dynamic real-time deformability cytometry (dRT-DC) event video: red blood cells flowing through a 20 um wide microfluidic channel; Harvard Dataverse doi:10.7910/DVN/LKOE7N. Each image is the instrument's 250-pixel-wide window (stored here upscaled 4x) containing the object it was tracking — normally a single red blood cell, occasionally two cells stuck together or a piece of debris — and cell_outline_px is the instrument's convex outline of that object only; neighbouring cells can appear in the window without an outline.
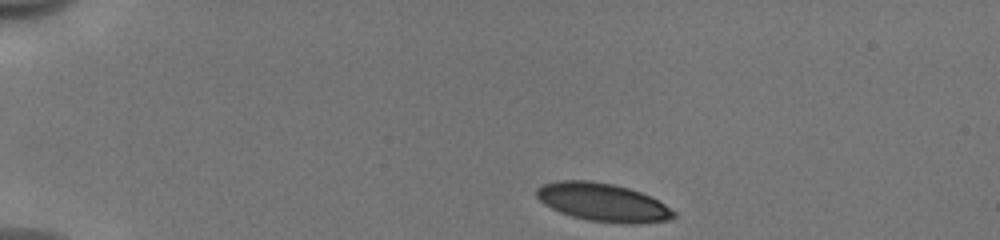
{"species": "human", "species_latin": "Homo sapiens", "temperature_condition": "cold", "stored_images_in_passage": 21, "camera_frame_rate_fps": 3000, "um_per_image_px": 0.085, "donor": {"sex": "male"}, "frame": {"image": 1, "passage_image": 1, "time_ms": 0.0, "image_size_px": [1000, 240], "cell_outline_px": [[676, 216], [672, 220], [636, 224], [632, 224], [588, 220], [572, 216], [560, 212], [544, 204], [536, 196], [536, 188], [544, 184], [560, 180], [588, 180], [612, 184], [628, 188], [652, 196], [676, 212]], "centroid_in_image_um": [51.27, 17.2], "position_along_channel_um": 33.7, "area_um2": 30.52}}
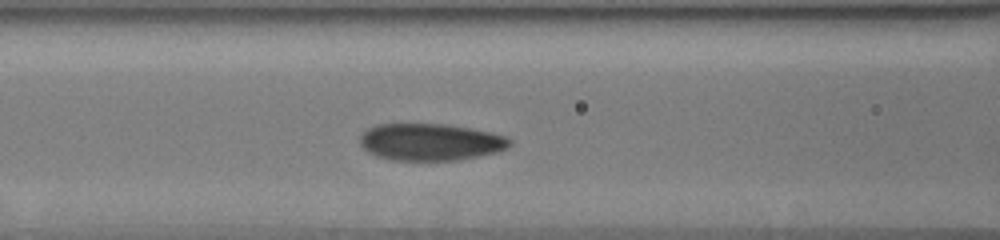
{"frame": {"image": 2, "passage_image": 12, "time_ms": 3.667, "image_size_px": [1000, 240], "cell_outline_px": [[512, 144], [508, 148], [500, 152], [480, 156], [456, 160], [392, 160], [376, 156], [368, 152], [360, 144], [360, 136], [368, 128], [376, 124], [444, 124], [492, 132], [508, 136], [512, 140]], "centroid_in_image_um": [36.63, 12.07], "position_along_channel_um": 130.0, "area_um2": 32.54}}
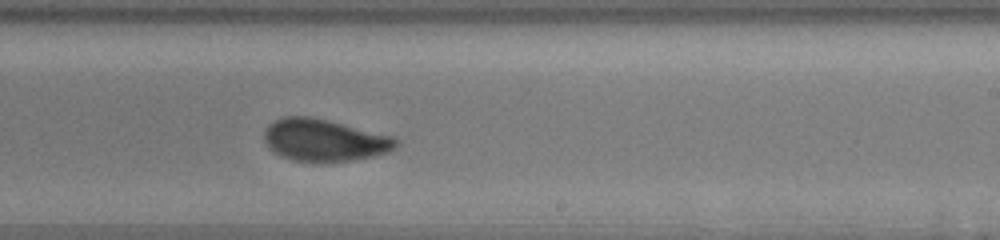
{"frame": {"image": 3, "passage_image": 21, "time_ms": 6.667, "image_size_px": [1000, 240], "cell_outline_px": [[400, 144], [396, 148], [372, 156], [352, 160], [320, 164], [316, 164], [292, 160], [280, 156], [272, 152], [268, 148], [264, 140], [264, 128], [268, 124], [284, 116], [308, 116], [328, 120], [392, 136], [400, 140]], "centroid_in_image_um": [27.52, 11.94], "position_along_channel_um": 261.5, "area_um2": 32.95}}